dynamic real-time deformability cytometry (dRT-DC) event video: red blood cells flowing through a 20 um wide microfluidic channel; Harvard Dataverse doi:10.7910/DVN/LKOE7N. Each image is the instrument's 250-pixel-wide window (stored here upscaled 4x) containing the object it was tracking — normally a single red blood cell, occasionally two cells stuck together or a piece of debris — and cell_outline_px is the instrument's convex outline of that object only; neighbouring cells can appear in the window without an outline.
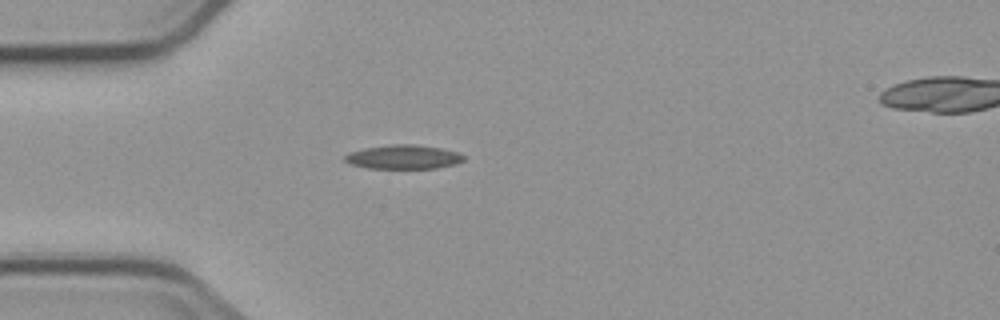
{"species": "common noctule bat (a hibernating species)", "species_latin": "Nyctalus noctula", "temperature_condition": "cold", "stored_images_in_passage": 4, "camera_frame_rate_fps": 3000, "um_per_image_px": 0.085, "animal": {"sex": "male", "body_mass_g": 23.1, "forearm_length_mm": 52.7}, "frame": {"image": 1, "passage_image": 3, "time_ms": 2.333, "image_size_px": [1000, 320], "cell_outline_px": [[464, 160], [456, 164], [436, 168], [368, 168], [352, 164], [344, 160], [344, 156], [348, 152], [364, 148], [388, 144], [412, 144], [440, 148], [456, 152], [464, 156]], "centroid_in_image_um": [34.26, 13.34], "position_along_channel_um": 50.7, "area_um2": 16.59}}